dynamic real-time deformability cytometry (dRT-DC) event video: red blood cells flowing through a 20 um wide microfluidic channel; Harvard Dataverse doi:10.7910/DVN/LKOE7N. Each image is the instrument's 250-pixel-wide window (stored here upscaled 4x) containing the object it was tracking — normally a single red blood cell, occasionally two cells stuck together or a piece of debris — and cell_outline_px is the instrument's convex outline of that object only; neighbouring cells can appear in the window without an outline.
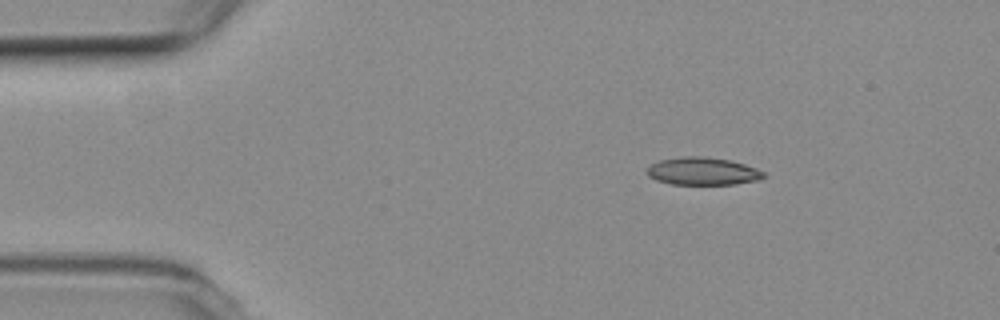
{"species": "common noctule bat (a hibernating species)", "species_latin": "Nyctalus noctula", "temperature_condition": "room temperature", "stored_images_in_passage": 46, "camera_frame_rate_fps": 3000, "um_per_image_px": 0.085, "animal": {"sex": "female", "body_mass_g": 19.3, "forearm_length_mm": 54.1}, "frame": {"image": 1, "passage_image": 1, "time_ms": 0.0, "image_size_px": [1000, 320], "cell_outline_px": [[764, 176], [756, 180], [732, 184], [672, 184], [656, 180], [648, 176], [648, 168], [652, 164], [660, 160], [684, 156], [704, 156], [732, 160], [756, 168], [764, 172]], "centroid_in_image_um": [59.72, 14.54], "position_along_channel_um": 25.3, "area_um2": 18.61}}
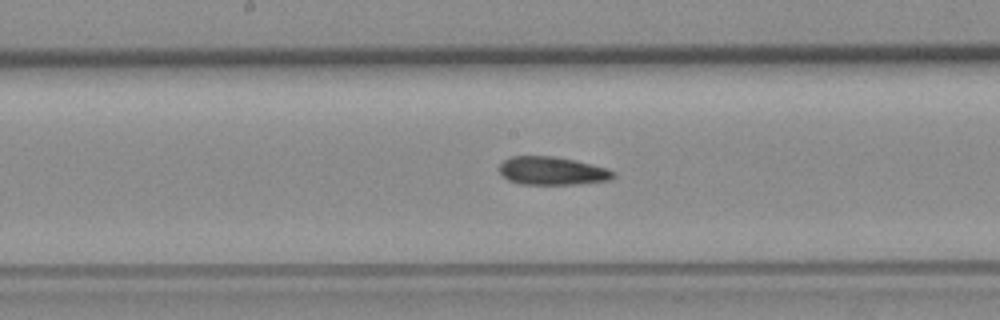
{"frame": {"image": 2, "passage_image": 20, "time_ms": 6.333, "image_size_px": [1000, 320], "cell_outline_px": [[616, 176], [612, 180], [576, 184], [520, 184], [508, 180], [500, 172], [500, 164], [504, 160], [512, 156], [556, 156], [608, 168], [616, 172]], "centroid_in_image_um": [46.98, 14.52], "position_along_channel_um": 201.2, "area_um2": 18.79}}
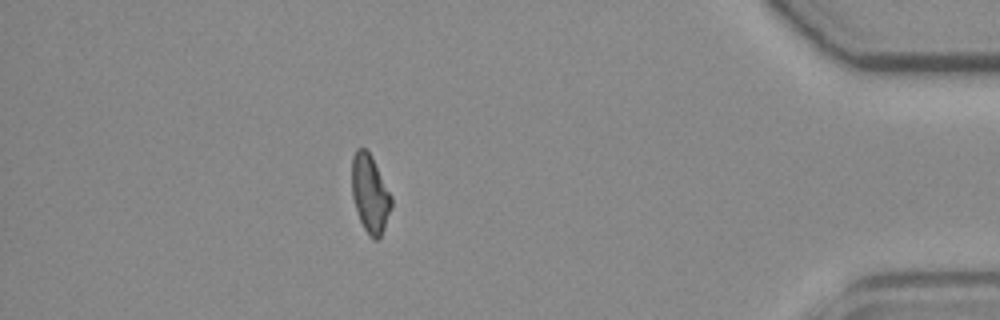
{"frame": {"image": 3, "passage_image": 40, "time_ms": 13.0, "image_size_px": [1000, 320], "cell_outline_px": [[392, 208], [384, 228], [380, 236], [376, 240], [372, 240], [368, 236], [360, 220], [352, 196], [352, 156], [356, 148], [364, 148], [372, 156], [392, 196]], "centroid_in_image_um": [31.46, 16.47], "position_along_channel_um": 403.7, "area_um2": 18.03}, "authors_computed_cell_mechanics": {"area_um2": 18.9584, "velocity_mm_per_s": 3.7906, "shape_relaxation_time_tau1_ms": null, "shape_relaxation_time_tau2_ms": 3.7809, "deformation_change_tau1": null, "deformation_change_tau2": 0.1215}}